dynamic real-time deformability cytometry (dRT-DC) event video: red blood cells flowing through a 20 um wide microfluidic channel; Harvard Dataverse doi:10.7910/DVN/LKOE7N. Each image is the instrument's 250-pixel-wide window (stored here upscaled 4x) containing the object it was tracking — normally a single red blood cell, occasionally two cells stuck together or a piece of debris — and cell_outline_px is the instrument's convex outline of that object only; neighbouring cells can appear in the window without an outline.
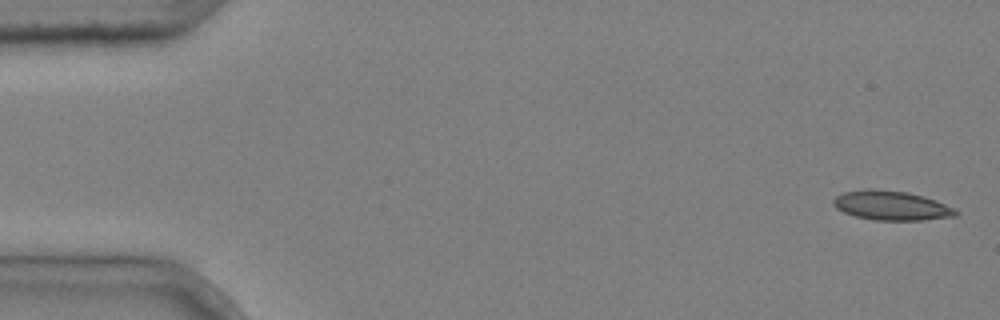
{"species": "common noctule bat (a hibernating species)", "species_latin": "Nyctalus noctula", "temperature_condition": "cold", "stored_images_in_passage": 5, "segment_of_instrument_passage": [1, 2], "camera_frame_rate_fps": 3000, "um_per_image_px": 0.085, "animal": {"sex": "male", "body_mass_g": 20.4}, "frame": {"image": 1, "passage_image": 1, "time_ms": 0.0, "image_size_px": [1000, 320], "cell_outline_px": [[960, 212], [956, 216], [924, 220], [876, 220], [856, 216], [844, 212], [836, 208], [832, 204], [832, 200], [836, 196], [844, 192], [868, 188], [872, 188], [908, 192], [924, 196], [936, 200], [956, 208]], "centroid_in_image_um": [75.8, 17.46], "position_along_channel_um": 9.2, "area_um2": 21.15}}
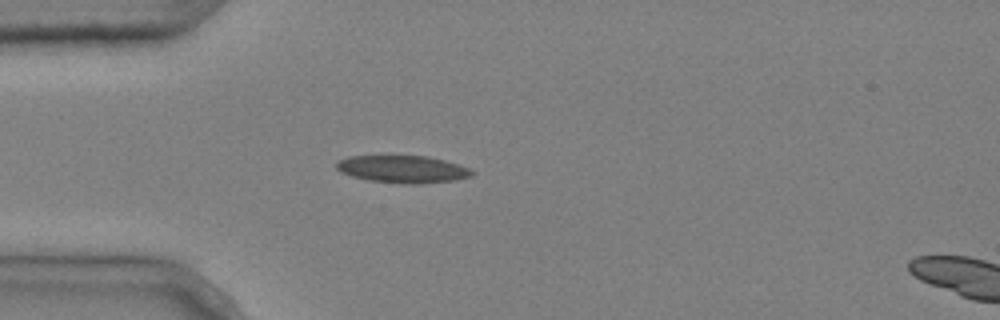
{"frame": {"image": 2, "passage_image": 4, "time_ms": 1.0, "image_size_px": [1000, 320], "cell_outline_px": [[476, 172], [472, 176], [456, 180], [424, 184], [408, 184], [368, 180], [352, 176], [340, 172], [336, 168], [336, 160], [348, 156], [428, 156], [444, 160], [468, 168]], "centroid_in_image_um": [34.22, 14.38], "position_along_channel_um": 50.8, "area_um2": 21.73}}